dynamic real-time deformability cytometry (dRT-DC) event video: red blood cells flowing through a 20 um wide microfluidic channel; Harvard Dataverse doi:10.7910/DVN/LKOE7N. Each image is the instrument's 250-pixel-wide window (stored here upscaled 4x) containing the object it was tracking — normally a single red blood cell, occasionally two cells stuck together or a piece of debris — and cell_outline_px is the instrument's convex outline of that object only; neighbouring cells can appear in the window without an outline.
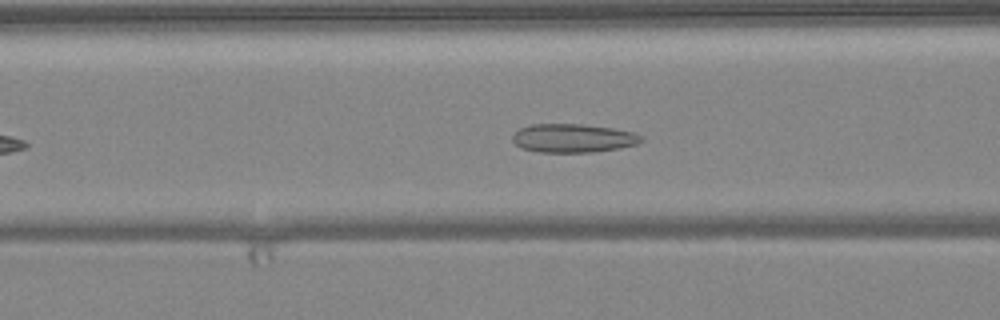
{"species": "common noctule bat (a hibernating species)", "species_latin": "Nyctalus noctula", "temperature_condition": "warm", "stored_images_in_passage": 32, "camera_frame_rate_fps": 3000, "um_per_image_px": 0.085, "animal": {"sex": "female", "body_mass_g": 24.6, "forearm_length_mm": 56.2}, "frame": {"image": 1, "passage_image": 7, "time_ms": 2.0, "image_size_px": [1000, 320], "cell_outline_px": [[644, 140], [636, 144], [620, 148], [592, 152], [540, 152], [520, 148], [512, 140], [512, 136], [520, 128], [532, 124], [584, 124], [612, 128], [632, 132], [644, 136]], "centroid_in_image_um": [48.72, 11.74], "position_along_channel_um": 117.9, "area_um2": 21.5}}
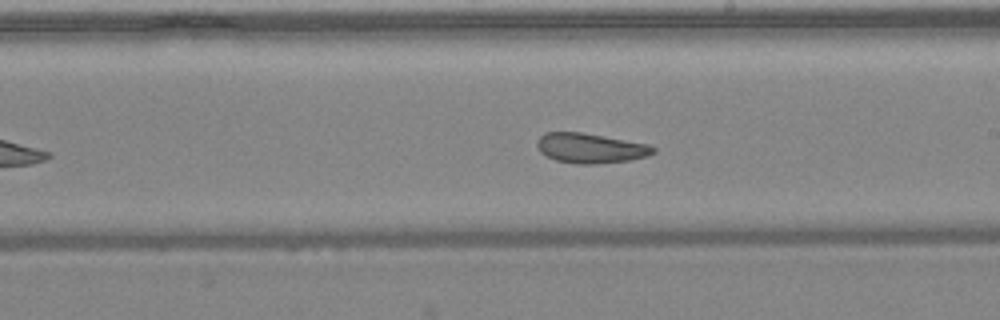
{"frame": {"image": 2, "passage_image": 16, "time_ms": 5.0, "image_size_px": [1000, 320], "cell_outline_px": [[656, 152], [648, 156], [632, 160], [596, 164], [576, 164], [556, 160], [540, 152], [536, 144], [536, 140], [544, 132], [580, 132], [604, 136], [648, 144], [656, 148]], "centroid_in_image_um": [50.19, 12.59], "position_along_channel_um": 238.8, "area_um2": 20.35}}
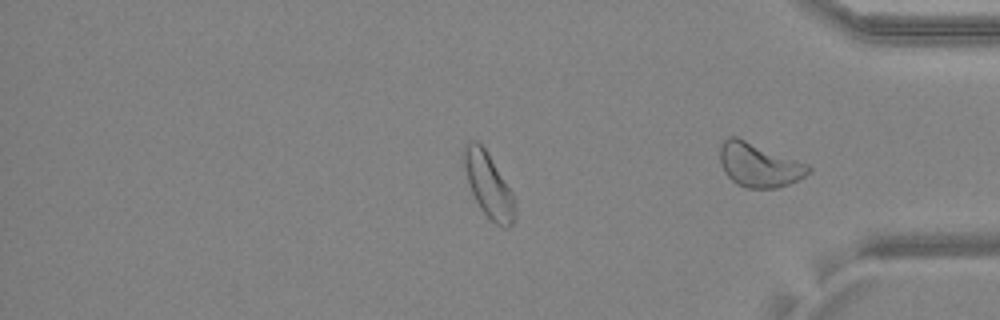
{"frame": {"image": 3, "passage_image": 26, "time_ms": 8.333, "image_size_px": [1000, 320], "cell_outline_px": [[516, 220], [508, 228], [504, 228], [496, 224], [480, 208], [472, 192], [460, 156], [464, 144], [468, 140], [476, 140], [484, 148], [512, 192], [516, 200]], "centroid_in_image_um": [41.52, 15.73], "position_along_channel_um": 393.7, "area_um2": 19.31}, "authors_computed_cell_mechanics": {"area_um2": 20.6346, "velocity_mm_per_s": 4.0348, "shape_relaxation_time_tau1_ms": null, "shape_relaxation_time_tau2_ms": 1.7269, "deformation_change_tau1": null, "deformation_change_tau2": 0.0772}}